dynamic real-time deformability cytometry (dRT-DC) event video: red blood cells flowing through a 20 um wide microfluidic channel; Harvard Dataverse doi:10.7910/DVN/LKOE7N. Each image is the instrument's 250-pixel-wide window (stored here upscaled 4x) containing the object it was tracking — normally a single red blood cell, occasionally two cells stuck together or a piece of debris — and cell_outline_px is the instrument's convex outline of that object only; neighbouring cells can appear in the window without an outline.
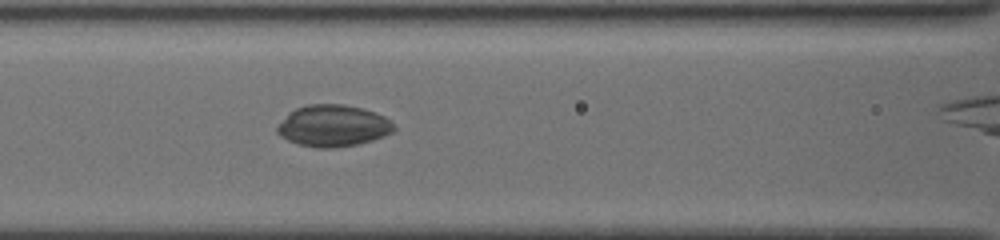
{"species": "common noctule bat (a hibernating species)", "species_latin": "Nyctalus noctula", "temperature_condition": "cold", "stored_images_in_passage": 11, "camera_frame_rate_fps": 3000, "um_per_image_px": 0.085, "animal": {"sex": "female", "body_mass_g": 19.5, "forearm_length_mm": 54.1}, "frame": {"image": 1, "passage_image": 7, "time_ms": 2.333, "image_size_px": [1000, 240], "cell_outline_px": [[396, 128], [392, 132], [384, 136], [372, 140], [356, 144], [332, 148], [316, 148], [300, 144], [288, 140], [280, 136], [276, 132], [276, 128], [288, 112], [296, 108], [308, 104], [344, 104], [364, 108], [376, 112], [384, 116]], "centroid_in_image_um": [28.3, 10.68], "position_along_channel_um": 138.3, "area_um2": 28.32}}
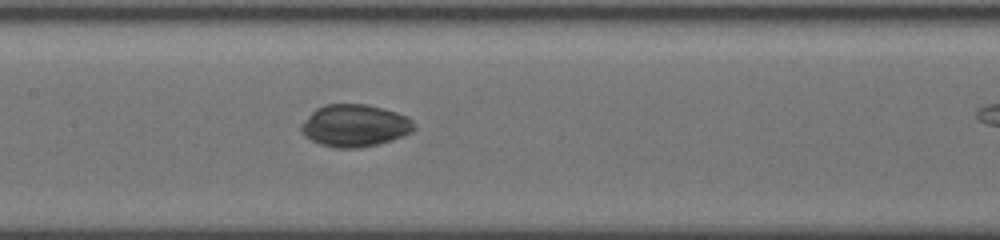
{"frame": {"image": 2, "passage_image": 10, "time_ms": 3.333, "image_size_px": [1000, 240], "cell_outline_px": [[416, 128], [412, 132], [392, 140], [360, 148], [336, 148], [320, 144], [304, 136], [300, 128], [300, 124], [316, 108], [324, 104], [368, 104], [384, 108], [408, 116], [412, 120]], "centroid_in_image_um": [30.16, 10.67], "position_along_channel_um": 177.2, "area_um2": 27.98}}